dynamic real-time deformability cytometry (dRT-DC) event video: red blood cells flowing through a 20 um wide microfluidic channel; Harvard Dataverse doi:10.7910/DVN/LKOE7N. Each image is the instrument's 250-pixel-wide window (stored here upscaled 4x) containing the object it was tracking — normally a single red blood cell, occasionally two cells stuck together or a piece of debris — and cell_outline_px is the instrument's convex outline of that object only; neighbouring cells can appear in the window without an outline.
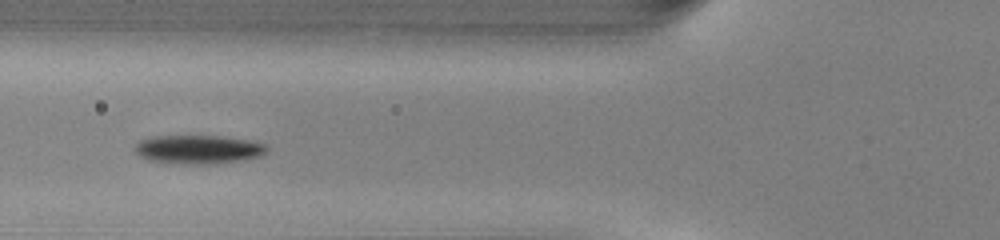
{"species": "common noctule bat (a hibernating species)", "species_latin": "Nyctalus noctula", "temperature_condition": "warm", "stored_images_in_passage": 16, "camera_frame_rate_fps": 3000, "um_per_image_px": 0.085, "animal": {"sex": "male", "body_mass_g": 13.0, "forearm_length_mm": 53.1}, "frame": {"image": 1, "passage_image": 5, "time_ms": 1.333, "image_size_px": [1000, 240], "cell_outline_px": [[268, 148], [260, 156], [244, 160], [212, 164], [188, 164], [148, 160], [140, 156], [136, 152], [136, 144], [140, 140], [156, 136], [220, 136], [252, 140], [264, 144]], "centroid_in_image_um": [16.89, 12.7], "position_along_channel_um": 108.9, "area_um2": 21.96}}
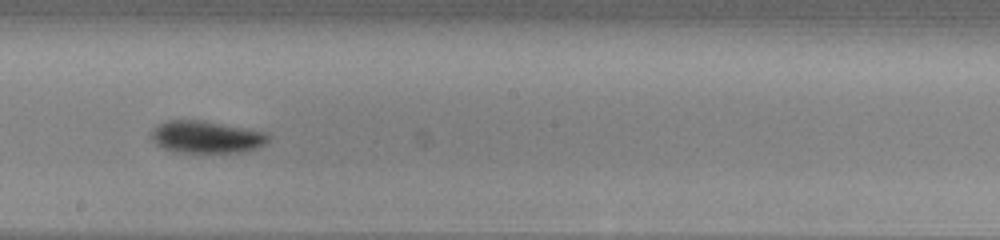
{"frame": {"image": 2, "passage_image": 14, "time_ms": 4.333, "image_size_px": [1000, 240], "cell_outline_px": [[272, 136], [260, 148], [244, 152], [176, 152], [164, 148], [156, 144], [152, 140], [152, 132], [160, 124], [168, 120], [200, 120], [268, 132]], "centroid_in_image_um": [17.61, 11.65], "position_along_channel_um": 230.6, "area_um2": 21.91}}